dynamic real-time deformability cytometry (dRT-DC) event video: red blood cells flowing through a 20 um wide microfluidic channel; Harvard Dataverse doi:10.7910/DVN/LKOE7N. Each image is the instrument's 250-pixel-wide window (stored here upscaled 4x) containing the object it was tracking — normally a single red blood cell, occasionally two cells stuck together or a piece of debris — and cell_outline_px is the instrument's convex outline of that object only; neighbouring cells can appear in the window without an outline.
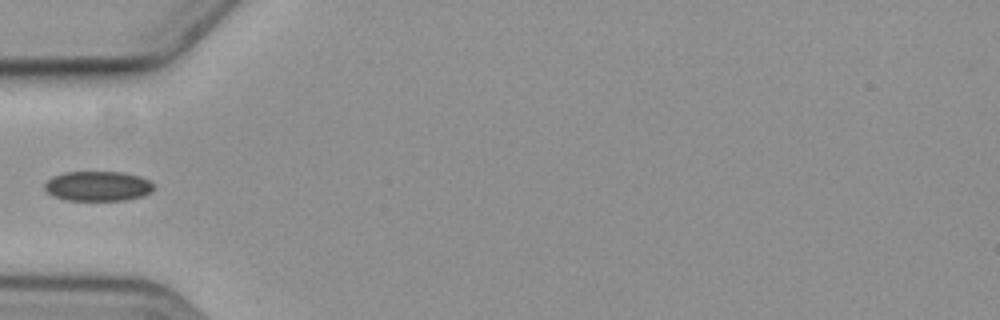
{"species": "common noctule bat (a hibernating species)", "species_latin": "Nyctalus noctula", "temperature_condition": "cold", "stored_images_in_passage": 4, "camera_frame_rate_fps": 3000, "um_per_image_px": 0.085, "animal": {"sex": "female", "body_mass_g": 19.3, "forearm_length_mm": 54.1}, "frame": {"image": 1, "passage_image": 4, "time_ms": 3.667, "image_size_px": [1000, 320], "cell_outline_px": [[156, 188], [152, 192], [144, 196], [124, 200], [64, 200], [52, 196], [44, 188], [44, 184], [52, 176], [64, 172], [124, 172], [140, 176], [148, 180]], "centroid_in_image_um": [8.33, 15.82], "position_along_channel_um": 76.7, "area_um2": 19.19}}